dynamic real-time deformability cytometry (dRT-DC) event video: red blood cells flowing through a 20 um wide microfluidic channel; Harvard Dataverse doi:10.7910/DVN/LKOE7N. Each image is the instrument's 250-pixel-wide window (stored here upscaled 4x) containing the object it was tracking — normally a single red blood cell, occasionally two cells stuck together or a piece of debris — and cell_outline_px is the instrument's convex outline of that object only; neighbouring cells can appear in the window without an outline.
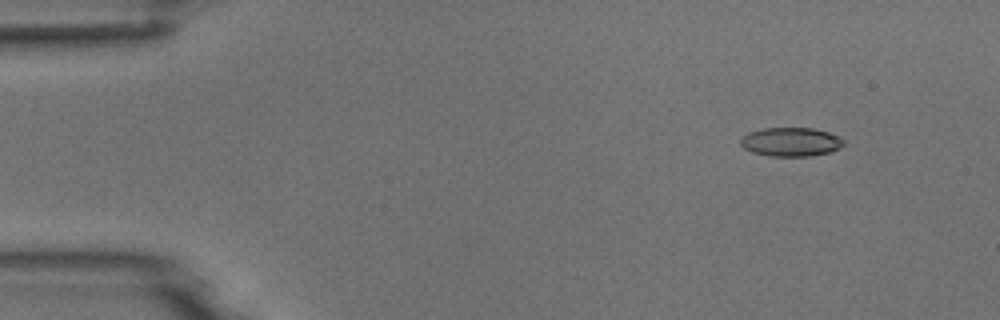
{"species": "common noctule bat (a hibernating species)", "species_latin": "Nyctalus noctula", "temperature_condition": "room temperature", "stored_images_in_passage": 7, "camera_frame_rate_fps": 3000, "um_per_image_px": 0.085, "animal": {"sex": "male", "body_mass_g": 18.8}, "frame": {"image": 1, "passage_image": 2, "time_ms": 1.0, "image_size_px": [1000, 320], "cell_outline_px": [[844, 144], [840, 148], [828, 152], [808, 156], [768, 156], [752, 152], [744, 148], [740, 144], [740, 140], [748, 132], [764, 128], [812, 128], [828, 132], [840, 136], [844, 140]], "centroid_in_image_um": [67.22, 12.06], "position_along_channel_um": 17.8, "area_um2": 17.34}}
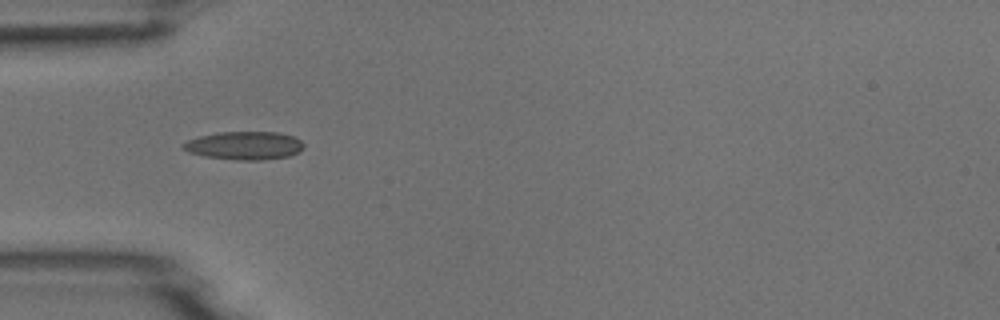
{"frame": {"image": 2, "passage_image": 5, "time_ms": 4.667, "image_size_px": [1000, 320], "cell_outline_px": [[304, 148], [300, 152], [288, 156], [260, 160], [236, 160], [204, 156], [188, 152], [180, 148], [180, 144], [188, 140], [200, 136], [216, 132], [276, 132], [292, 136], [300, 140], [304, 144]], "centroid_in_image_um": [20.74, 12.37], "position_along_channel_um": 64.3, "area_um2": 19.94}}
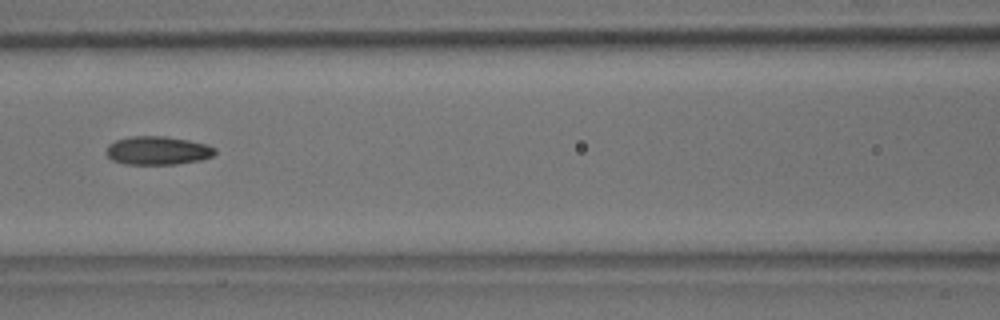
{"frame": {"image": 3, "passage_image": 7, "time_ms": 7.0, "image_size_px": [1000, 320], "cell_outline_px": [[216, 152], [212, 156], [200, 160], [176, 164], [124, 164], [112, 160], [104, 152], [108, 144], [116, 140], [132, 136], [164, 136], [188, 140], [208, 144], [216, 148]], "centroid_in_image_um": [13.39, 12.79], "position_along_channel_um": 153.2, "area_um2": 18.15}}